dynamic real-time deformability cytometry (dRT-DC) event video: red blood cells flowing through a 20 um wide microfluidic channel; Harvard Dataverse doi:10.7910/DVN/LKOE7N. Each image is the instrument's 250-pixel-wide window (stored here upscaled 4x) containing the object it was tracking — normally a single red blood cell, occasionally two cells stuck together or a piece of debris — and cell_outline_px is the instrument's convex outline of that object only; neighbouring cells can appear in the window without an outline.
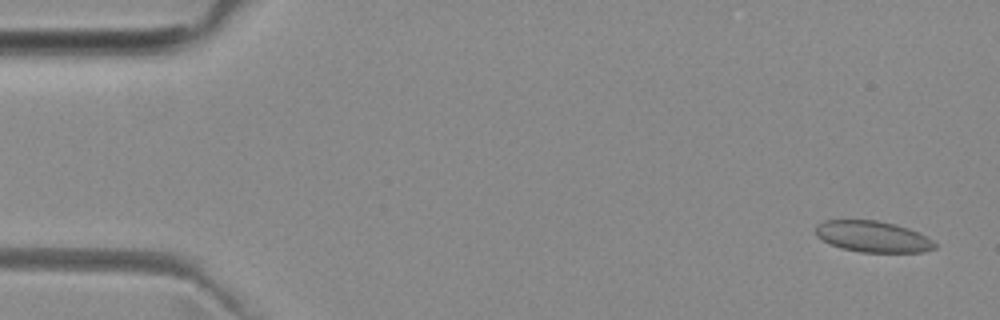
{"species": "common noctule bat (a hibernating species)", "species_latin": "Nyctalus noctula", "temperature_condition": "room temperature", "stored_images_in_passage": 7, "camera_frame_rate_fps": 3000, "um_per_image_px": 0.085, "animal": {"sex": "female", "body_mass_g": 29.2, "forearm_length_mm": 56.3}, "frame": {"image": 1, "passage_image": 1, "time_ms": 0.0, "image_size_px": [1000, 320], "cell_outline_px": [[936, 248], [924, 252], [860, 252], [840, 248], [816, 236], [816, 224], [824, 220], [876, 220], [896, 224], [908, 228], [932, 240], [936, 244]], "centroid_in_image_um": [74.17, 20.11], "position_along_channel_um": 10.8, "area_um2": 21.56}}
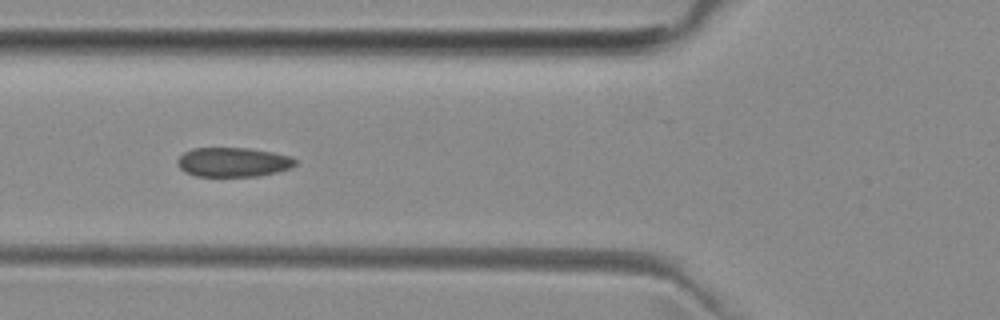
{"frame": {"image": 2, "passage_image": 6, "time_ms": 5.667, "image_size_px": [1000, 320], "cell_outline_px": [[296, 164], [288, 168], [276, 172], [256, 176], [196, 176], [184, 172], [176, 164], [176, 160], [184, 152], [192, 148], [248, 148], [272, 152], [292, 156], [296, 160]], "centroid_in_image_um": [19.78, 13.78], "position_along_channel_um": 106.0, "area_um2": 20.17}}
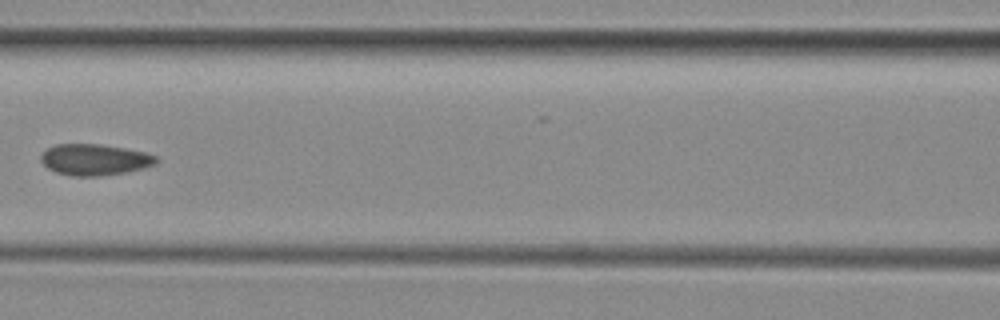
{"frame": {"image": 3, "passage_image": 7, "time_ms": 7.0, "image_size_px": [1000, 320], "cell_outline_px": [[160, 160], [156, 164], [144, 168], [124, 172], [100, 176], [72, 176], [56, 172], [48, 168], [40, 160], [40, 156], [48, 148], [56, 144], [100, 144], [124, 148], [144, 152], [156, 156]], "centroid_in_image_um": [8.05, 13.57], "position_along_channel_um": 158.5, "area_um2": 20.92}}